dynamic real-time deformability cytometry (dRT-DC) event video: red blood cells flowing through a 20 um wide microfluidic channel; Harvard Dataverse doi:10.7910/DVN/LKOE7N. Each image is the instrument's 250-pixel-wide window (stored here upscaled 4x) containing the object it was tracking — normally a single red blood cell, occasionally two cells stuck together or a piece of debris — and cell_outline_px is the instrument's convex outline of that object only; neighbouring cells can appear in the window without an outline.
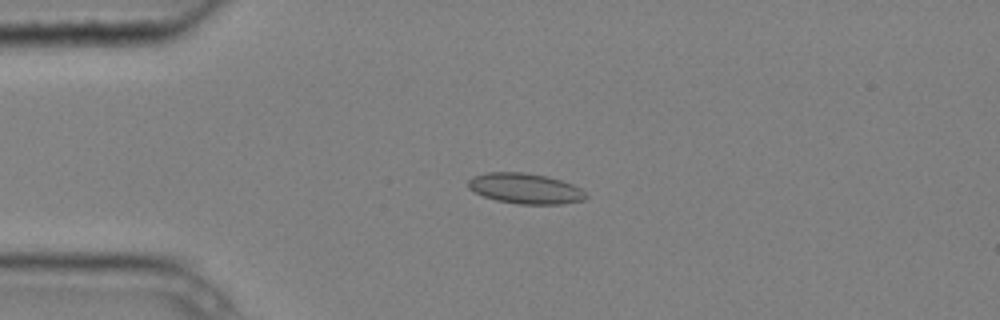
{"species": "common noctule bat (a hibernating species)", "species_latin": "Nyctalus noctula", "temperature_condition": "cold", "stored_images_in_passage": 4, "camera_frame_rate_fps": 3000, "um_per_image_px": 0.085, "animal": {"sex": "male", "body_mass_g": 20.4}, "frame": {"image": 1, "passage_image": 4, "time_ms": 1.0, "image_size_px": [1000, 320], "cell_outline_px": [[588, 196], [584, 200], [564, 204], [516, 204], [496, 200], [484, 196], [468, 188], [468, 180], [472, 176], [488, 172], [524, 172], [548, 176], [572, 184], [580, 188]], "centroid_in_image_um": [44.65, 16.02], "position_along_channel_um": 40.4, "area_um2": 20.98}}